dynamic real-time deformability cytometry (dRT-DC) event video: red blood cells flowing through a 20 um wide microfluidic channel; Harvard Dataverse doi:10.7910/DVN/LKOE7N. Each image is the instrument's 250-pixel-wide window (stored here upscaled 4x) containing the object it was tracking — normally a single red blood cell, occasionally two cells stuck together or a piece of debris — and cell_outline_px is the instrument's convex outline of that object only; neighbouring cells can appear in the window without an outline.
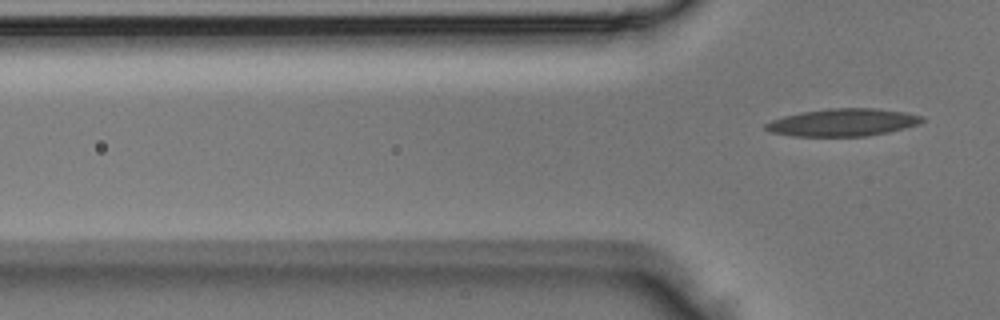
{"species": "Egyptian fruit bat (a non-hibernating species)", "species_latin": "Rousettus aegyptiacus", "temperature_condition": "room temperature", "stored_images_in_passage": 3, "camera_frame_rate_fps": 3000, "um_per_image_px": 0.085, "animal": {"sex": "male"}, "frame": {"image": 1, "passage_image": 3, "time_ms": 0.667, "image_size_px": [1000, 320], "cell_outline_px": [[924, 120], [920, 124], [888, 132], [868, 136], [792, 136], [772, 132], [764, 128], [764, 124], [772, 120], [784, 116], [800, 112], [828, 108], [872, 108], [904, 112], [924, 116]], "centroid_in_image_um": [71.65, 10.4], "position_along_channel_um": 54.2, "area_um2": 25.09}}